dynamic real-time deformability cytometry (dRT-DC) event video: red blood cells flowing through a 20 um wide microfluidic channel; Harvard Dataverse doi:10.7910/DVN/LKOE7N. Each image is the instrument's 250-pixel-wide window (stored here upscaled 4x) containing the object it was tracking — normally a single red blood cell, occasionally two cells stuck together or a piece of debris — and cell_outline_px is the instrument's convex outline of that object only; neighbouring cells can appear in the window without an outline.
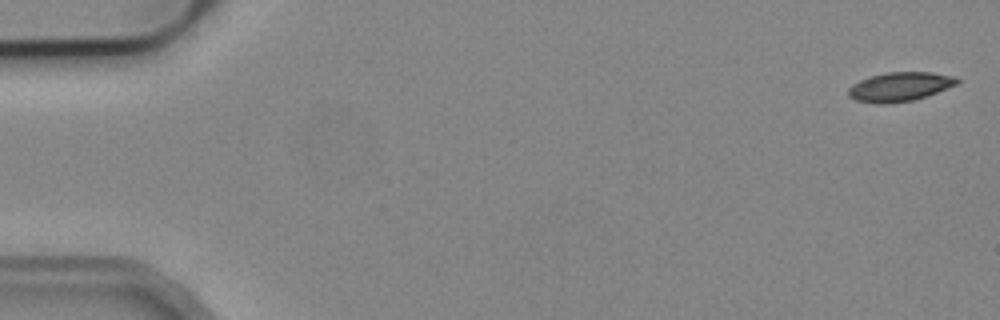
{"species": "common noctule bat (a hibernating species)", "species_latin": "Nyctalus noctula", "temperature_condition": "cold", "stored_images_in_passage": 4, "segment_of_instrument_passage": [2, 2], "camera_frame_rate_fps": 3000, "um_per_image_px": 0.085, "animal": {"sex": "male", "body_mass_g": 19.2, "forearm_length_mm": 51.8}, "frame": {"image": 1, "passage_image": 4, "time_ms": 3.667, "image_size_px": [1000, 320], "cell_outline_px": [[960, 80], [956, 84], [928, 96], [916, 100], [888, 104], [876, 104], [856, 100], [848, 96], [848, 88], [852, 84], [868, 76], [888, 72], [932, 72], [956, 76]], "centroid_in_image_um": [76.47, 7.38], "position_along_channel_um": 8.5, "area_um2": 18.73}}